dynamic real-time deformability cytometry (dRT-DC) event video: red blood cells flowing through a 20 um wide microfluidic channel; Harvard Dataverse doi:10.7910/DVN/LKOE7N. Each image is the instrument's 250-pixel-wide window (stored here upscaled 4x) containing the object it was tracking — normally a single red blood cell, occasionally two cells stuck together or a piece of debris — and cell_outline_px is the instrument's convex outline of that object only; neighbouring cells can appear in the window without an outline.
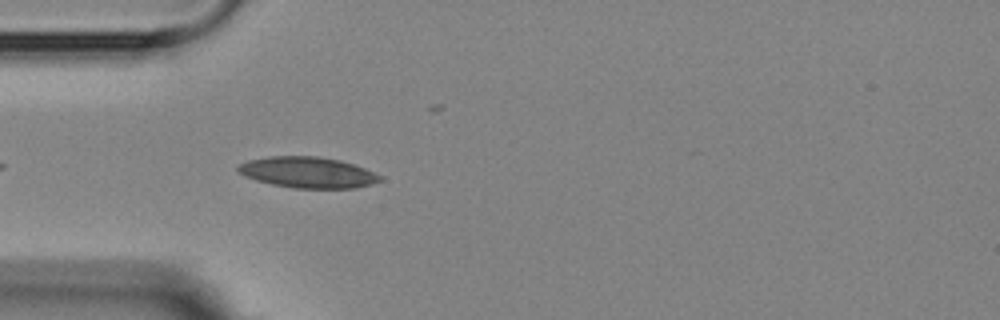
{"species": "Egyptian fruit bat (a non-hibernating species)", "species_latin": "Rousettus aegyptiacus", "temperature_condition": "room temperature", "stored_images_in_passage": 3, "camera_frame_rate_fps": 3000, "um_per_image_px": 0.085, "animal": {"sex": "female"}, "frame": {"image": 1, "passage_image": 3, "time_ms": 2.333, "image_size_px": [1000, 320], "cell_outline_px": [[384, 180], [372, 184], [356, 188], [296, 188], [272, 184], [256, 180], [244, 176], [236, 172], [236, 168], [240, 164], [248, 160], [268, 156], [316, 156], [340, 160], [364, 168], [384, 176]], "centroid_in_image_um": [26.17, 14.65], "position_along_channel_um": 58.8, "area_um2": 25.78}}